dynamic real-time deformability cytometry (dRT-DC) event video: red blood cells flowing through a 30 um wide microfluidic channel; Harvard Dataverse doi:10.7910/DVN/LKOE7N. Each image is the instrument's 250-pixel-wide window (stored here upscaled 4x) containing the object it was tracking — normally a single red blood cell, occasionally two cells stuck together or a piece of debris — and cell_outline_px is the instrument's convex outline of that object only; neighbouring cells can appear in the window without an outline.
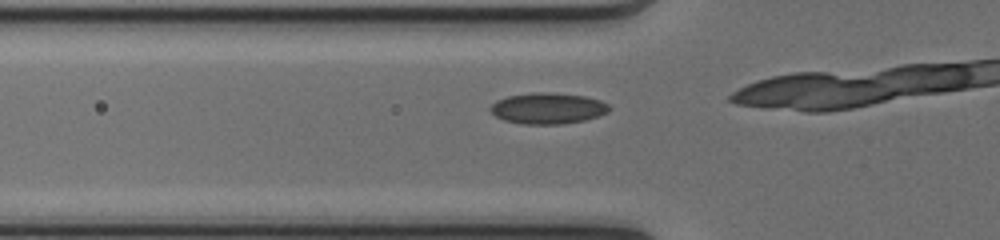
{"species": "common noctule bat (a hibernating species)", "species_latin": "Nyctalus noctula", "temperature_condition": "cold", "stored_images_in_passage": 14, "camera_frame_rate_fps": 3000, "um_per_image_px": 0.085, "animal": {"sex": "female", "body_mass_g": 17.0, "forearm_length_mm": 48.0}, "frame": {"image": 1, "passage_image": 10, "time_ms": 3.0, "image_size_px": [1000, 240], "cell_outline_px": [[612, 108], [608, 112], [584, 120], [564, 124], [520, 124], [504, 120], [496, 116], [488, 108], [496, 100], [508, 96], [536, 92], [552, 92], [584, 96], [600, 100], [608, 104]], "centroid_in_image_um": [46.56, 9.21], "position_along_channel_um": 79.2, "area_um2": 21.56}}
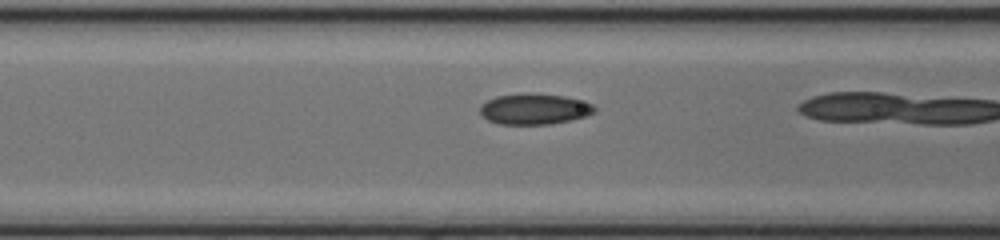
{"frame": {"image": 2, "passage_image": 13, "time_ms": 4.0, "image_size_px": [1000, 240], "cell_outline_px": [[596, 112], [584, 116], [568, 120], [548, 124], [500, 124], [488, 120], [480, 112], [480, 104], [496, 96], [564, 96], [592, 104], [596, 108]], "centroid_in_image_um": [45.41, 9.31], "position_along_channel_um": 121.2, "area_um2": 19.42}}